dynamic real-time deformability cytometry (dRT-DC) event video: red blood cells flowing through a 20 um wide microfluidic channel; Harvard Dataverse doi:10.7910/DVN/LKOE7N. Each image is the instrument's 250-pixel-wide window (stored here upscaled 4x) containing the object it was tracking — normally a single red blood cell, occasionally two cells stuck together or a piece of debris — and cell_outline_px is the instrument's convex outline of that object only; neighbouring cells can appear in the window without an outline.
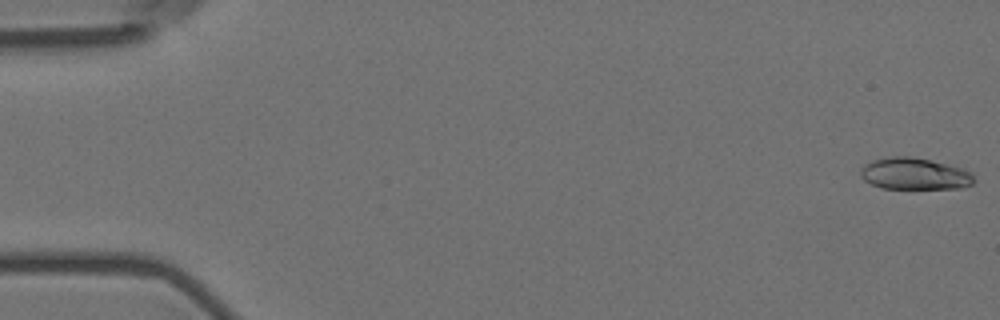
{"species": "Egyptian fruit bat (a non-hibernating species)", "species_latin": "Rousettus aegyptiacus", "temperature_condition": "room temperature", "stored_images_in_passage": 57, "camera_frame_rate_fps": 3000, "um_per_image_px": 0.085, "animal": {"sex": "female"}, "frame": {"image": 1, "passage_image": 1, "time_ms": 0.0, "image_size_px": [1000, 320], "cell_outline_px": [[976, 180], [972, 184], [960, 188], [880, 188], [864, 180], [860, 176], [860, 168], [864, 164], [872, 160], [892, 156], [908, 156], [928, 160], [964, 168]], "centroid_in_image_um": [77.69, 14.77], "position_along_channel_um": 7.3, "area_um2": 20.87}}
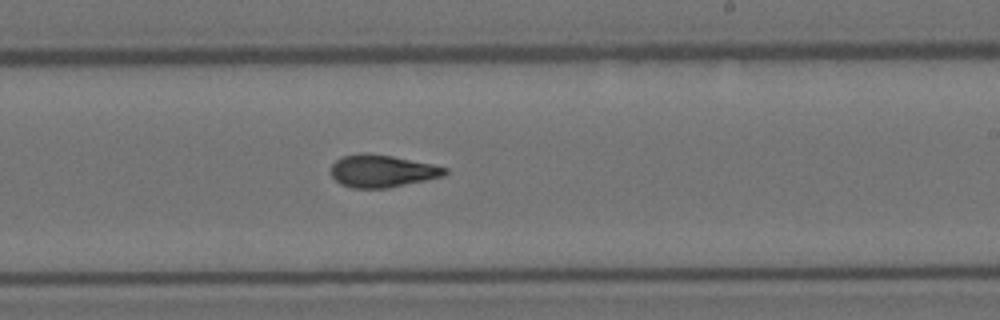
{"frame": {"image": 2, "passage_image": 34, "time_ms": 11.0, "image_size_px": [1000, 320], "cell_outline_px": [[448, 172], [444, 176], [388, 188], [352, 188], [340, 184], [332, 176], [332, 164], [336, 160], [344, 156], [364, 152], [368, 152], [392, 156], [432, 164], [448, 168]], "centroid_in_image_um": [32.49, 14.53], "position_along_channel_um": 256.5, "area_um2": 21.5}}
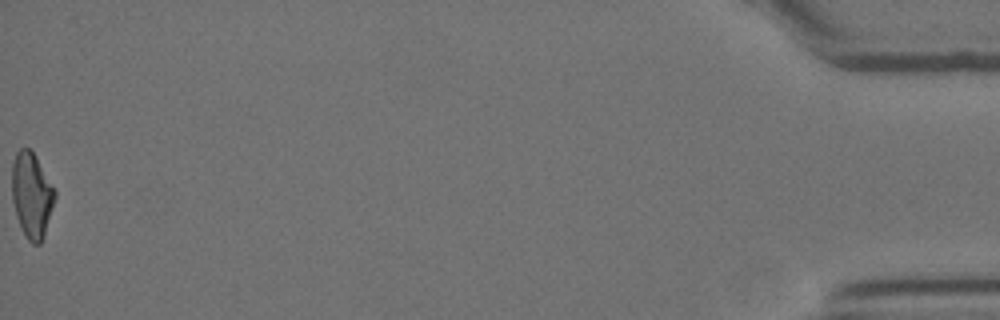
{"frame": {"image": 3, "passage_image": 57, "time_ms": 18.667, "image_size_px": [1000, 320], "cell_outline_px": [[56, 196], [44, 236], [40, 244], [32, 244], [28, 240], [16, 216], [12, 200], [12, 164], [16, 152], [20, 148], [28, 148], [36, 156], [56, 192]], "centroid_in_image_um": [2.69, 16.58], "position_along_channel_um": 432.5, "area_um2": 21.15}, "authors_computed_cell_mechanics": {"area_um2": 21.3282, "velocity_mm_per_s": 3.6073, "shape_relaxation_time_tau1_ms": 7.8167, "shape_relaxation_time_tau2_ms": 3.0569, "deformation_change_tau1": 0.2183, "deformation_change_tau2": 0.1025}}